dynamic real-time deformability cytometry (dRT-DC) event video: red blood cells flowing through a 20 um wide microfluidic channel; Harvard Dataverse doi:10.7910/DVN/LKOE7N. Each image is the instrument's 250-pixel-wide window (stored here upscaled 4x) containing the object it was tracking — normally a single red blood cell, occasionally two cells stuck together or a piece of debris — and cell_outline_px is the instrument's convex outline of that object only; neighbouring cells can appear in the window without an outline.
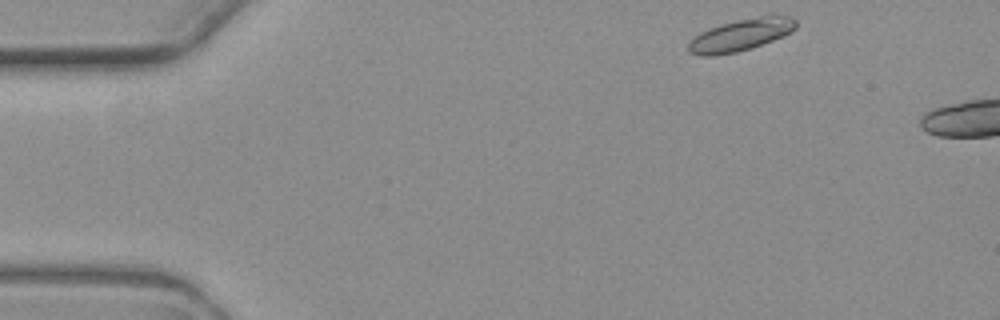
{"species": "common noctule bat (a hibernating species)", "species_latin": "Nyctalus noctula", "temperature_condition": "warm", "stored_images_in_passage": 2, "camera_frame_rate_fps": 3000, "um_per_image_px": 0.085, "animal": {"sex": "female", "body_mass_g": 19.3, "forearm_length_mm": 54.1}, "frame": {"image": 1, "passage_image": 1, "time_ms": 0.0, "image_size_px": [1000, 320], "cell_outline_px": [[796, 28], [784, 36], [752, 48], [736, 52], [712, 56], [700, 56], [688, 52], [688, 44], [700, 32], [708, 28], [720, 24], [768, 12], [772, 12], [792, 16], [796, 20]], "centroid_in_image_um": [63.04, 2.92], "position_along_channel_um": 22.0, "area_um2": 20.75}}